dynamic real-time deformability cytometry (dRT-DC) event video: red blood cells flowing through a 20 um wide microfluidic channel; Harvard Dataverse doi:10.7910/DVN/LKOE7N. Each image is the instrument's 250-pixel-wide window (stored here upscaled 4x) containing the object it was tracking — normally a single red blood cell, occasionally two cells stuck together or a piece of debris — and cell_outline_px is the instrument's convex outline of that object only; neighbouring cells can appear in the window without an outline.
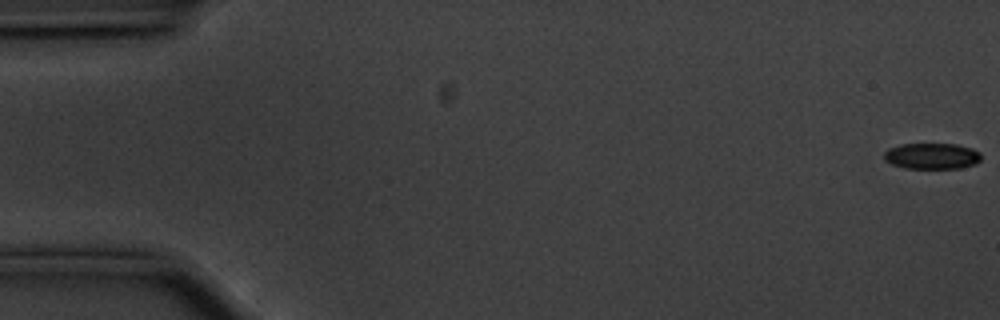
{"species": "common noctule bat (a hibernating species)", "species_latin": "Nyctalus noctula", "temperature_condition": "cold", "stored_images_in_passage": 12, "camera_frame_rate_fps": 3000, "um_per_image_px": 0.085, "animal": {"sex": "male", "body_mass_g": 20.1, "forearm_length_mm": 53.5}, "frame": {"image": 1, "passage_image": 1, "time_ms": 0.0, "image_size_px": [1000, 320], "cell_outline_px": [[980, 160], [976, 164], [960, 168], [904, 168], [892, 164], [884, 160], [884, 152], [888, 148], [900, 144], [956, 144], [972, 148], [980, 152]], "centroid_in_image_um": [79.2, 13.26], "position_along_channel_um": 5.8, "area_um2": 14.8}}